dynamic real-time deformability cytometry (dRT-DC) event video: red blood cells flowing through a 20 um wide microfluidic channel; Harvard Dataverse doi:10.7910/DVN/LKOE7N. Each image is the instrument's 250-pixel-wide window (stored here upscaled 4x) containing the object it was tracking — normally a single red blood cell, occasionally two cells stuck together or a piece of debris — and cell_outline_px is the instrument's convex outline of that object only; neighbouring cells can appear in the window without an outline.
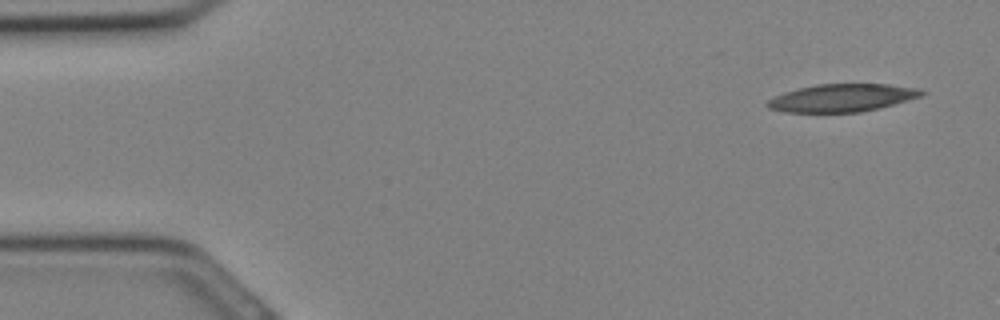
{"species": "Egyptian fruit bat (a non-hibernating species)", "species_latin": "Rousettus aegyptiacus", "temperature_condition": "cold", "stored_images_in_passage": 9, "camera_frame_rate_fps": 3000, "um_per_image_px": 0.085, "animal": {"sex": "female"}, "frame": {"image": 1, "passage_image": 2, "time_ms": 0.333, "image_size_px": [1000, 320], "cell_outline_px": [[924, 92], [920, 96], [892, 104], [860, 112], [784, 112], [768, 108], [764, 104], [768, 100], [784, 92], [816, 84], [888, 84], [920, 88]], "centroid_in_image_um": [71.53, 8.31], "position_along_channel_um": 13.5, "area_um2": 24.62}}
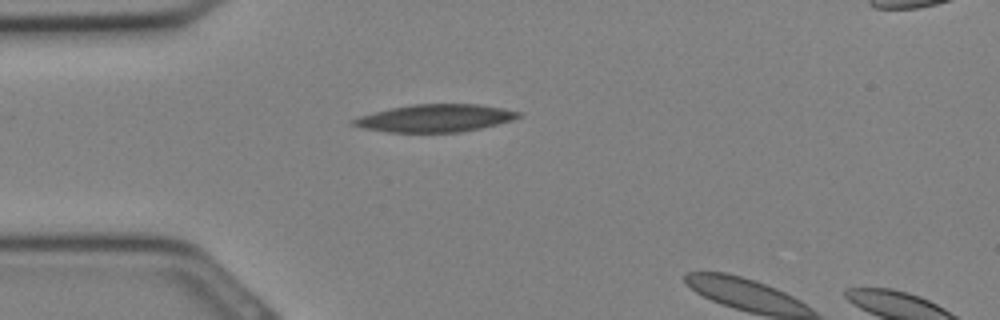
{"frame": {"image": 2, "passage_image": 8, "time_ms": 2.333, "image_size_px": [1000, 320], "cell_outline_px": [[520, 116], [512, 120], [480, 128], [460, 132], [388, 132], [364, 128], [352, 124], [352, 120], [360, 116], [392, 108], [416, 104], [480, 104], [504, 108], [520, 112]], "centroid_in_image_um": [37.03, 10.04], "position_along_channel_um": 48.0, "area_um2": 26.13}}